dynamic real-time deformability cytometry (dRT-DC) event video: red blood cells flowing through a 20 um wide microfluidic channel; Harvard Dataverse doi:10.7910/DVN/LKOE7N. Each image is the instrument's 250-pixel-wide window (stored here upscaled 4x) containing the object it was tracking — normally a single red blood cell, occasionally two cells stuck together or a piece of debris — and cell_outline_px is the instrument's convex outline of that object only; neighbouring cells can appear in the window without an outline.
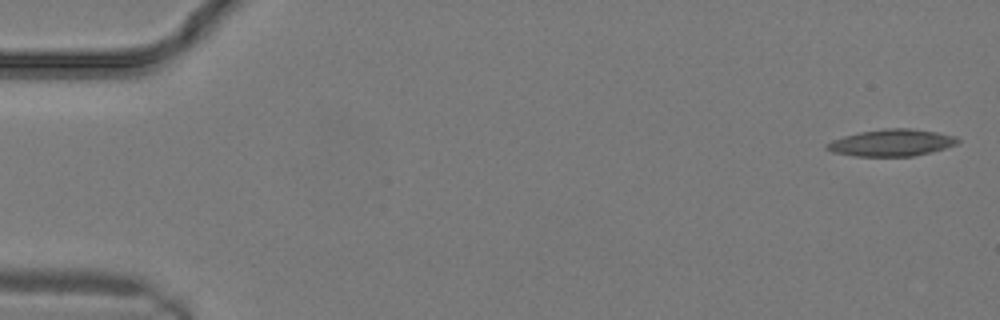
{"species": "common noctule bat (a hibernating species)", "species_latin": "Nyctalus noctula", "temperature_condition": "warm", "stored_images_in_passage": 11, "segment_of_instrument_passage": [1, 2], "camera_frame_rate_fps": 3000, "um_per_image_px": 0.085, "animal": {"sex": "male", "body_mass_g": 19.2, "forearm_length_mm": 51.8}, "frame": {"image": 1, "passage_image": 1, "time_ms": 0.0, "image_size_px": [1000, 320], "cell_outline_px": [[960, 140], [956, 144], [944, 148], [912, 156], [856, 156], [832, 152], [824, 148], [824, 144], [832, 140], [844, 136], [860, 132], [884, 128], [908, 128], [936, 132], [956, 136]], "centroid_in_image_um": [75.74, 12.13], "position_along_channel_um": 9.3, "area_um2": 20.35}}
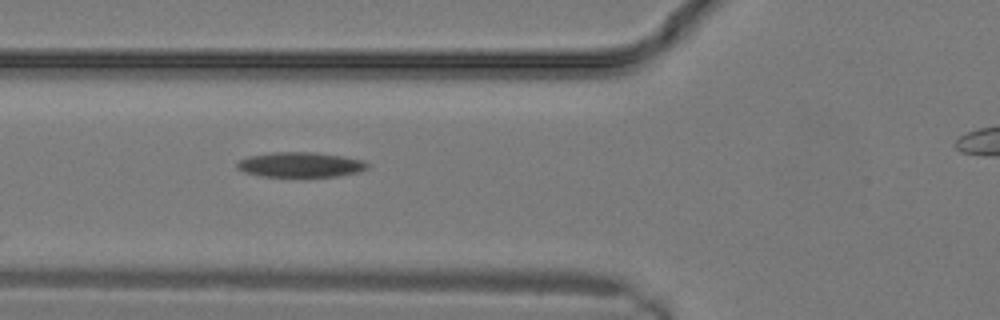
{"frame": {"image": 2, "passage_image": 10, "time_ms": 3.0, "image_size_px": [1000, 320], "cell_outline_px": [[372, 164], [368, 168], [360, 172], [336, 176], [260, 176], [244, 172], [236, 168], [236, 164], [240, 160], [248, 156], [276, 152], [316, 152], [344, 156], [364, 160]], "centroid_in_image_um": [25.59, 13.99], "position_along_channel_um": 100.2, "area_um2": 19.13}}